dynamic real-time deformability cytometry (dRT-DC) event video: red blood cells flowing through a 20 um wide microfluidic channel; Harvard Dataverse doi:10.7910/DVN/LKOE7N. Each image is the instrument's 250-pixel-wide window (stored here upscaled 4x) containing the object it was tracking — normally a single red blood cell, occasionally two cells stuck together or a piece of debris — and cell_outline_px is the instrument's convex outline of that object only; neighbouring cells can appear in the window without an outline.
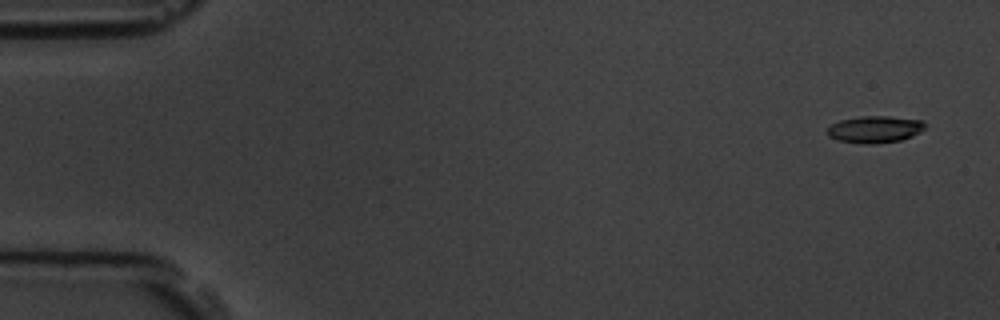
{"species": "common noctule bat (a hibernating species)", "species_latin": "Nyctalus noctula", "temperature_condition": "room temperature", "stored_images_in_passage": 4, "camera_frame_rate_fps": 3000, "um_per_image_px": 0.085, "animal": {"sex": "male", "body_mass_g": 19.5, "forearm_length_mm": 54.6}, "frame": {"image": 1, "passage_image": 1, "time_ms": 0.0, "image_size_px": [1000, 320], "cell_outline_px": [[924, 128], [920, 132], [912, 136], [900, 140], [872, 144], [864, 144], [836, 140], [828, 136], [828, 128], [832, 124], [840, 120], [860, 116], [888, 116], [924, 120]], "centroid_in_image_um": [74.36, 10.99], "position_along_channel_um": 10.6, "area_um2": 15.32}}
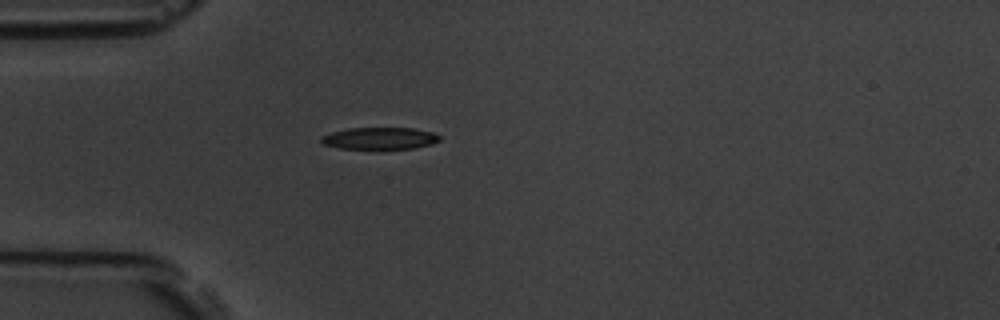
{"frame": {"image": 2, "passage_image": 4, "time_ms": 4.333, "image_size_px": [1000, 320], "cell_outline_px": [[440, 140], [432, 144], [416, 148], [340, 148], [324, 144], [320, 140], [320, 136], [332, 132], [348, 128], [412, 128], [432, 132], [440, 136]], "centroid_in_image_um": [32.28, 11.75], "position_along_channel_um": 52.7, "area_um2": 14.97}}